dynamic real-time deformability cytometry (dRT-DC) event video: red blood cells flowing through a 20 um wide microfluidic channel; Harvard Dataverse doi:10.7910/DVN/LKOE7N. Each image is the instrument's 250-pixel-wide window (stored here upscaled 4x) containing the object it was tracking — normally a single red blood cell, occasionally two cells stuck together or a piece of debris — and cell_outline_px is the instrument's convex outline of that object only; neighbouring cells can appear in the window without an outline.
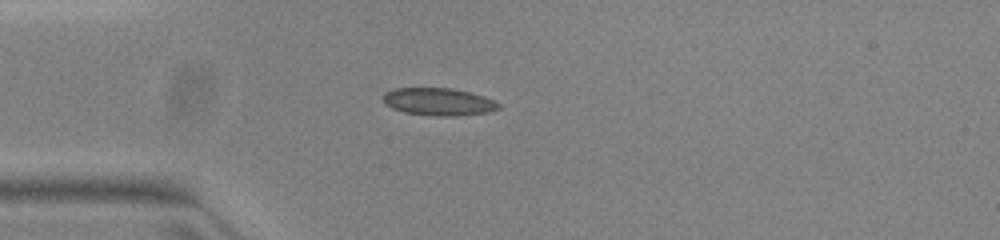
{"species": "common noctule bat (a hibernating species)", "species_latin": "Nyctalus noctula", "temperature_condition": "warm", "stored_images_in_passage": 39, "camera_frame_rate_fps": 3000, "um_per_image_px": 0.085, "animal": {"sex": "female", "body_mass_g": 23.0, "forearm_length_mm": 53.4}, "frame": {"image": 1, "passage_image": 1, "time_ms": 0.0, "image_size_px": [1000, 240], "cell_outline_px": [[500, 108], [488, 112], [456, 116], [440, 116], [404, 112], [392, 108], [384, 104], [384, 92], [396, 88], [452, 88], [484, 96], [500, 104]], "centroid_in_image_um": [37.27, 8.64], "position_along_channel_um": 47.7, "area_um2": 18.38}}
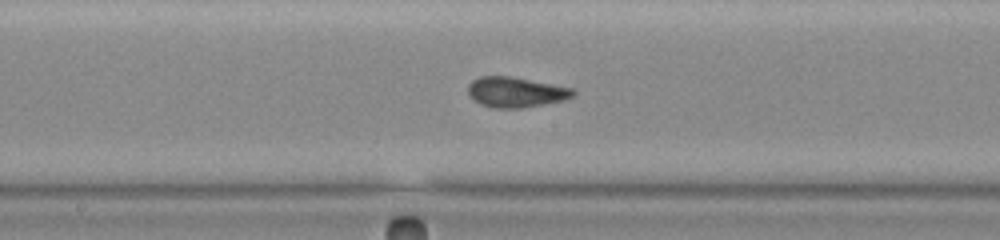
{"frame": {"image": 2, "passage_image": 14, "time_ms": 4.333, "image_size_px": [1000, 240], "cell_outline_px": [[576, 92], [572, 96], [564, 100], [520, 108], [496, 108], [480, 104], [468, 92], [468, 84], [472, 80], [480, 76], [508, 76], [572, 88]], "centroid_in_image_um": [43.82, 7.83], "position_along_channel_um": 204.4, "area_um2": 18.15}}
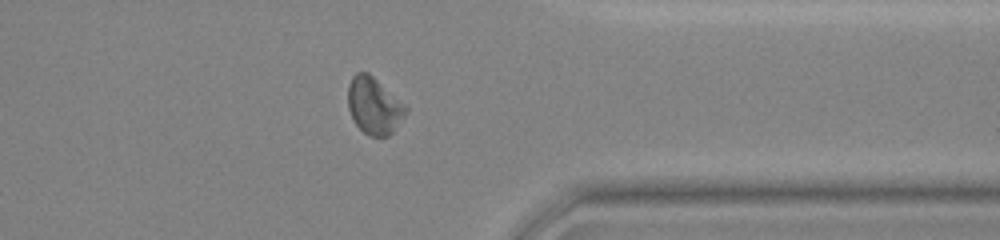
{"frame": {"image": 3, "passage_image": 28, "time_ms": 9.0, "image_size_px": [1000, 240], "cell_outline_px": [[408, 112], [392, 132], [388, 136], [368, 136], [356, 124], [348, 108], [348, 84], [352, 76], [356, 72], [368, 72], [408, 108]], "centroid_in_image_um": [31.78, 8.99], "position_along_channel_um": 379.6, "area_um2": 18.9}, "authors_computed_cell_mechanics": {"area_um2": 18.3804, "velocity_mm_per_s": 3.9439, "shape_relaxation_time_tau1_ms": 9.8544, "shape_relaxation_time_tau2_ms": null, "deformation_change_tau1": 0.1795, "deformation_change_tau2": null}}